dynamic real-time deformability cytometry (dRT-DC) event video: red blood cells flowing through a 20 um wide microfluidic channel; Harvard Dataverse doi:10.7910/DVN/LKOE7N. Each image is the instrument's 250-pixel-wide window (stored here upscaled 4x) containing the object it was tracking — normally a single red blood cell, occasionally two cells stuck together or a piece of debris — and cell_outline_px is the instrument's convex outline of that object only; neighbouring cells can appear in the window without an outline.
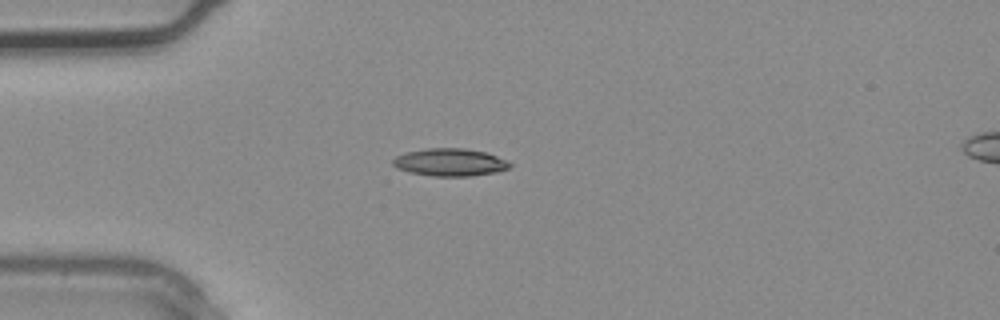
{"species": "common noctule bat (a hibernating species)", "species_latin": "Nyctalus noctula", "temperature_condition": "warm", "stored_images_in_passage": 3, "camera_frame_rate_fps": 3000, "um_per_image_px": 0.085, "animal": {"sex": "male", "body_mass_g": 20.4}, "frame": {"image": 1, "passage_image": 3, "time_ms": 0.667, "image_size_px": [1000, 320], "cell_outline_px": [[512, 164], [508, 168], [496, 172], [472, 176], [432, 176], [408, 172], [396, 168], [392, 164], [392, 160], [396, 156], [404, 152], [428, 148], [464, 148], [488, 152], [508, 160]], "centroid_in_image_um": [38.24, 13.79], "position_along_channel_um": 46.8, "area_um2": 19.07}}